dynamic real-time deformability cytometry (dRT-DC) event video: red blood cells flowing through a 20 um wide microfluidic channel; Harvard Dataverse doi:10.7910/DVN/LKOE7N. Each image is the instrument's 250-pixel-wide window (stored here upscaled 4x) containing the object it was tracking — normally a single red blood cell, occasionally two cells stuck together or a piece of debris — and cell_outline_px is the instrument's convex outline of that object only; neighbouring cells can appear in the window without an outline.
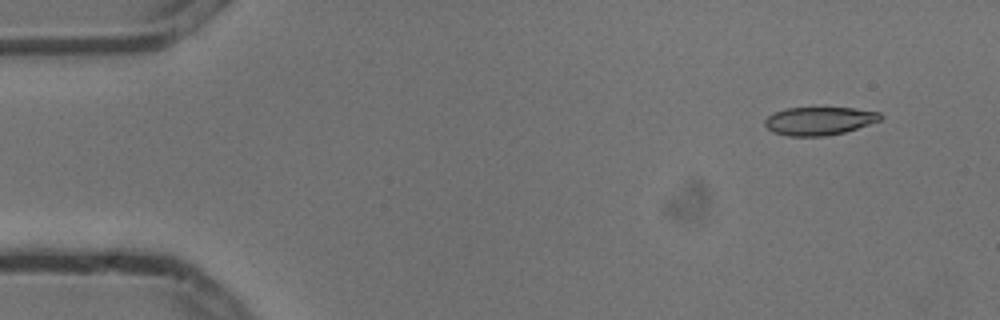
{"species": "common noctule bat (a hibernating species)", "species_latin": "Nyctalus noctula", "temperature_condition": "cold", "stored_images_in_passage": 6, "camera_frame_rate_fps": 3000, "um_per_image_px": 0.085, "animal": {"sex": "male", "body_mass_g": 13.3}, "frame": {"image": 1, "passage_image": 2, "time_ms": 0.333, "image_size_px": [1000, 320], "cell_outline_px": [[884, 116], [880, 120], [844, 132], [824, 136], [788, 136], [772, 132], [764, 124], [764, 120], [768, 116], [784, 108], [852, 108], [880, 112]], "centroid_in_image_um": [69.62, 10.28], "position_along_channel_um": 15.4, "area_um2": 18.84}}
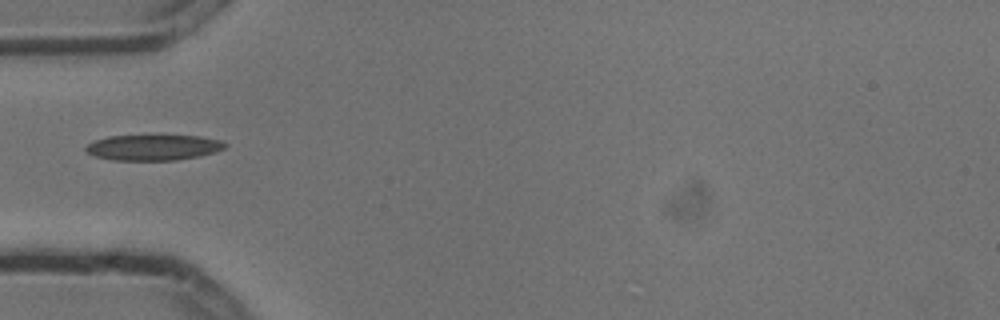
{"frame": {"image": 2, "passage_image": 5, "time_ms": 1.333, "image_size_px": [1000, 320], "cell_outline_px": [[228, 144], [224, 148], [212, 152], [196, 156], [176, 160], [112, 160], [96, 156], [88, 152], [84, 148], [88, 144], [96, 140], [108, 136], [148, 132], [200, 136], [220, 140]], "centroid_in_image_um": [13.01, 12.46], "position_along_channel_um": 72.0, "area_um2": 21.73}}
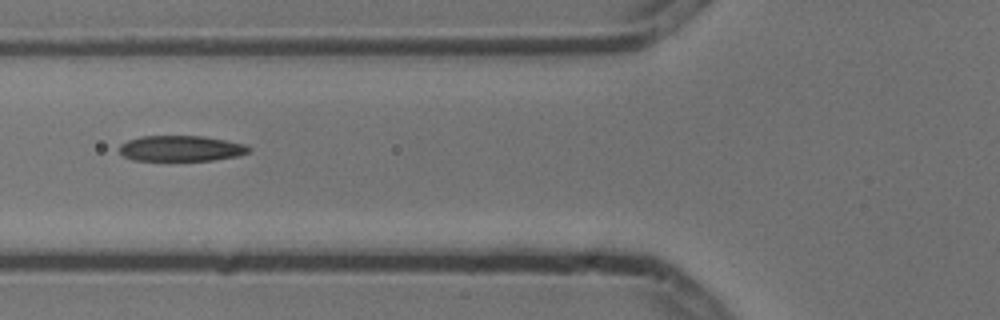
{"frame": {"image": 3, "passage_image": 6, "time_ms": 1.667, "image_size_px": [1000, 320], "cell_outline_px": [[252, 148], [248, 152], [236, 156], [212, 160], [132, 160], [124, 156], [120, 152], [120, 144], [128, 140], [140, 136], [204, 136], [244, 144]], "centroid_in_image_um": [15.36, 12.61], "position_along_channel_um": 110.4, "area_um2": 19.19}}